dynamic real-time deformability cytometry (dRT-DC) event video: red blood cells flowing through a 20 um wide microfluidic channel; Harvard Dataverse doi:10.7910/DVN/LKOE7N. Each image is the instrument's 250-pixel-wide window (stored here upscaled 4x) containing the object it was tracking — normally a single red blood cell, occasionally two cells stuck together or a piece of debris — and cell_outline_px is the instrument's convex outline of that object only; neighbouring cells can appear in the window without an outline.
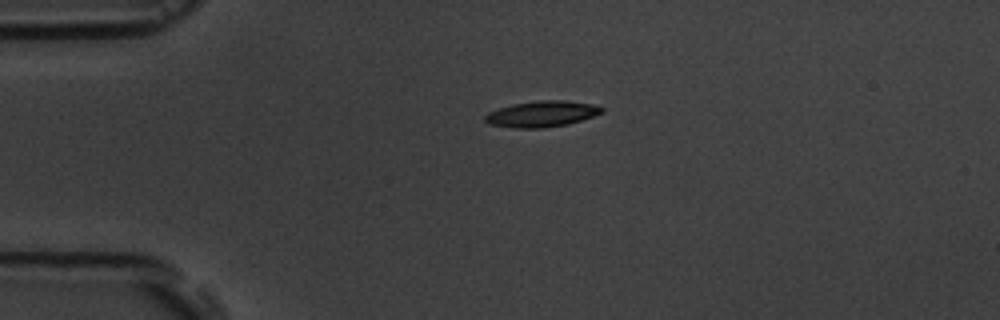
{"species": "common noctule bat (a hibernating species)", "species_latin": "Nyctalus noctula", "temperature_condition": "room temperature", "stored_images_in_passage": 2, "camera_frame_rate_fps": 3000, "um_per_image_px": 0.085, "animal": {"sex": "male", "body_mass_g": 19.5, "forearm_length_mm": 54.6}, "frame": {"image": 1, "passage_image": 1, "time_ms": 0.0, "image_size_px": [1000, 320], "cell_outline_px": [[604, 112], [568, 124], [540, 128], [516, 128], [488, 124], [484, 120], [484, 116], [488, 112], [512, 104], [540, 100], [564, 100], [592, 104], [604, 108]], "centroid_in_image_um": [46.03, 9.68], "position_along_channel_um": 39.0, "area_um2": 17.57}}